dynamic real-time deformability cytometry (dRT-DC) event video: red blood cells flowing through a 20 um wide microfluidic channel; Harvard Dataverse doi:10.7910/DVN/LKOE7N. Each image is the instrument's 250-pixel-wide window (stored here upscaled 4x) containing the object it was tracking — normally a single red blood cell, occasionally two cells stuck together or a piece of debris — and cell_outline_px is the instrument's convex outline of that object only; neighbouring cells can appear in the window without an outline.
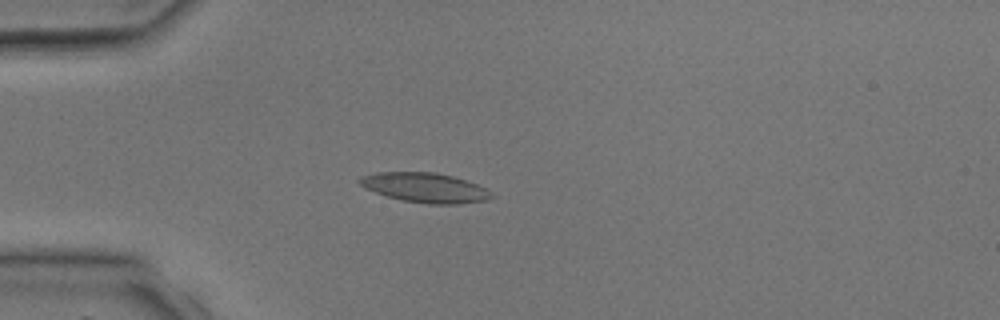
{"species": "common noctule bat (a hibernating species)", "species_latin": "Nyctalus noctula", "temperature_condition": "room temperature", "stored_images_in_passage": 3, "camera_frame_rate_fps": 3000, "um_per_image_px": 0.085, "animal": {"sex": "male", "body_mass_g": 17.9, "forearm_length_mm": 54.2}, "frame": {"image": 1, "passage_image": 3, "time_ms": 3.333, "image_size_px": [1000, 320], "cell_outline_px": [[496, 196], [488, 200], [460, 204], [428, 204], [404, 200], [388, 196], [364, 188], [356, 180], [360, 176], [376, 172], [436, 172], [452, 176], [476, 184], [484, 188]], "centroid_in_image_um": [36.12, 15.95], "position_along_channel_um": 48.9, "area_um2": 22.77}}